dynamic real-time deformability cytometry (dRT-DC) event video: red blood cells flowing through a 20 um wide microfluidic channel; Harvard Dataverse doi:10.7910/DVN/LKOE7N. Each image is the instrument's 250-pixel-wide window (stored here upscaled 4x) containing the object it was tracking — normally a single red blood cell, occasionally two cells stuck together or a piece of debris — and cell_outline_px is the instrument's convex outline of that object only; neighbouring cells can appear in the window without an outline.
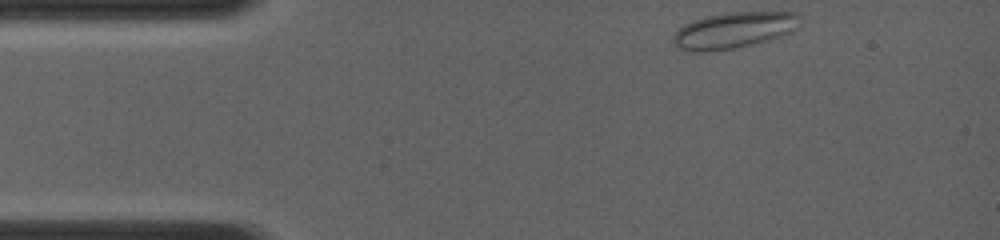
{"species": "common noctule bat (a hibernating species)", "species_latin": "Nyctalus noctula", "temperature_condition": "room temperature", "stored_images_in_passage": 5, "camera_frame_rate_fps": 4000, "um_per_image_px": 0.085, "animal": {"sex": "female", "body_mass_g": 19.0, "forearm_length_mm": 56.7}, "frame": {"image": 1, "passage_image": 1, "time_ms": 0.0, "image_size_px": [1000, 240], "cell_outline_px": [[800, 16], [792, 32], [768, 40], [752, 44], [712, 52], [692, 52], [676, 48], [672, 40], [672, 36], [684, 24], [692, 20], [708, 16], [728, 12], [796, 12]], "centroid_in_image_um": [62.31, 2.58], "position_along_channel_um": 22.7, "area_um2": 26.65}}
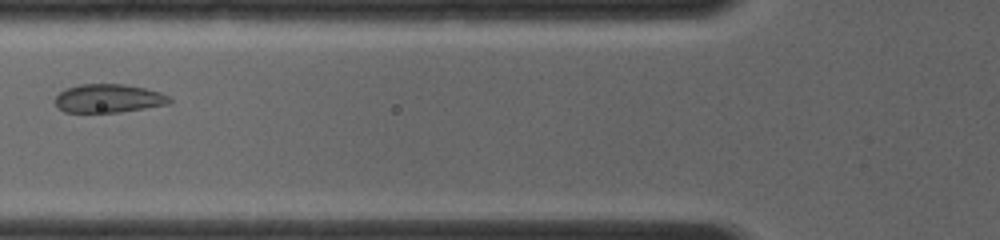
{"frame": {"image": 2, "passage_image": 4, "time_ms": 3.5, "image_size_px": [1000, 240], "cell_outline_px": [[172, 100], [168, 104], [120, 112], [64, 112], [56, 104], [56, 96], [60, 92], [68, 88], [80, 84], [124, 84], [144, 88], [160, 92], [168, 96]], "centroid_in_image_um": [9.23, 8.36], "position_along_channel_um": 116.6, "area_um2": 18.79}}
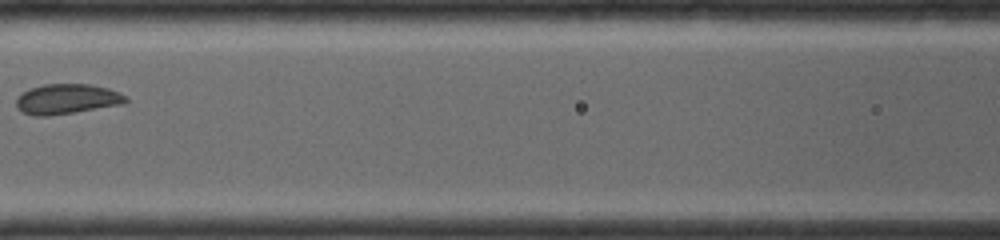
{"frame": {"image": 3, "passage_image": 5, "time_ms": 4.5, "image_size_px": [1000, 240], "cell_outline_px": [[128, 104], [48, 116], [36, 116], [24, 112], [16, 108], [16, 100], [24, 92], [32, 88], [44, 84], [88, 84], [108, 88], [120, 92], [128, 96]], "centroid_in_image_um": [5.77, 8.42], "position_along_channel_um": 160.8, "area_um2": 19.31}}